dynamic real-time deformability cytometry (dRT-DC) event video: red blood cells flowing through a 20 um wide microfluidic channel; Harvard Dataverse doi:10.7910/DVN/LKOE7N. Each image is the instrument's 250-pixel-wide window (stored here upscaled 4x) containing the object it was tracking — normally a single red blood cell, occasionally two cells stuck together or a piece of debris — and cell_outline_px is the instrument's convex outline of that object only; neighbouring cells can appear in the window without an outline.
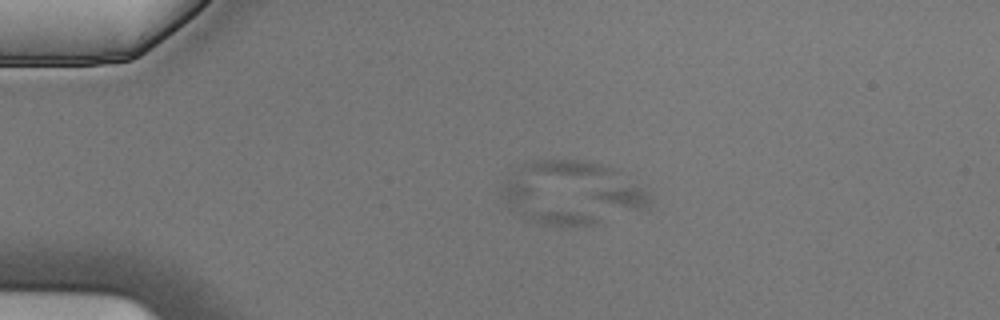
{"species": "Egyptian fruit bat (a non-hibernating species)", "species_latin": "Rousettus aegyptiacus", "temperature_condition": "cold", "stored_images_in_passage": 4, "camera_frame_rate_fps": 3000, "um_per_image_px": 0.085, "animal": {"sex": "male"}, "frame": {"image": 1, "passage_image": 3, "time_ms": 0.667, "image_size_px": [1000, 320], "cell_outline_px": [[600, 220], [592, 224], [544, 224], [528, 220], [520, 216], [500, 196], [500, 192], [504, 184], [508, 180], [524, 184], [592, 216]], "centroid_in_image_um": [46.05, 17.53], "position_along_channel_um": 39.0, "area_um2": 15.95}}